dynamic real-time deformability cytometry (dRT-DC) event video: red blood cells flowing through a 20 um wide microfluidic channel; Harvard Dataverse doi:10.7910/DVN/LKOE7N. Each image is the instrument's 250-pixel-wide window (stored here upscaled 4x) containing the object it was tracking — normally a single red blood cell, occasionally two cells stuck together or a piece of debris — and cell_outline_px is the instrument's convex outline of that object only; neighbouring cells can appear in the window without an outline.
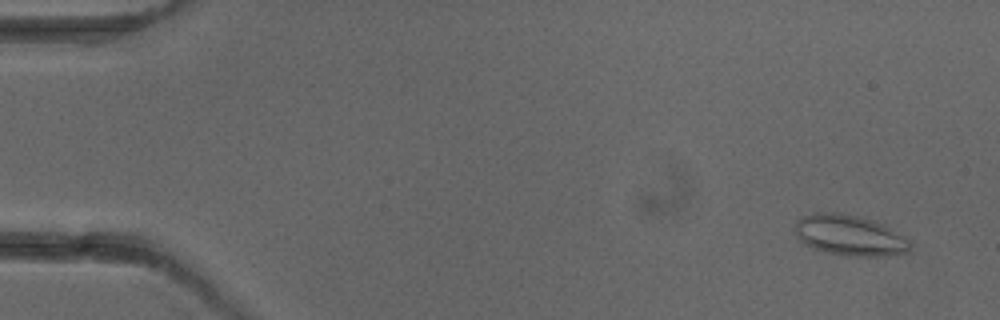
{"species": "common noctule bat (a hibernating species)", "species_latin": "Nyctalus noctula", "temperature_condition": "cold", "stored_images_in_passage": 7, "camera_frame_rate_fps": 3000, "um_per_image_px": 0.085, "animal": {"sex": "female"}, "frame": {"image": 1, "passage_image": 2, "time_ms": 1.0, "image_size_px": [1000, 320], "cell_outline_px": [[912, 244], [908, 252], [884, 256], [848, 256], [824, 252], [812, 248], [804, 244], [796, 236], [796, 220], [800, 216], [812, 212], [840, 212], [860, 216], [884, 224], [908, 236]], "centroid_in_image_um": [72.24, 19.99], "position_along_channel_um": 12.8, "area_um2": 27.98}}